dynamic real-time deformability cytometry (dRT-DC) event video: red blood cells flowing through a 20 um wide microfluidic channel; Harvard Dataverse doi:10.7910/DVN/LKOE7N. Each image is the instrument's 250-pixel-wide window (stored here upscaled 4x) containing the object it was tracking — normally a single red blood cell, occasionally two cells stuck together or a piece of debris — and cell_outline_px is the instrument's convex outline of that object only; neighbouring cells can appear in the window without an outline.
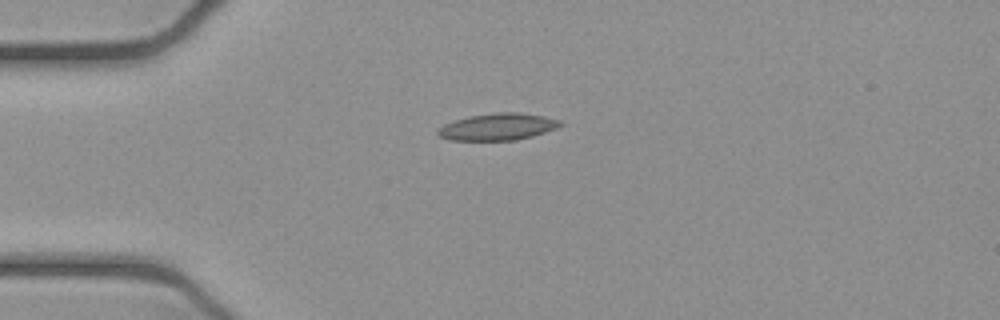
{"species": "common noctule bat (a hibernating species)", "species_latin": "Nyctalus noctula", "temperature_condition": "cold", "stored_images_in_passage": 33, "camera_frame_rate_fps": 3000, "um_per_image_px": 0.085, "animal": {"sex": "female", "body_mass_g": 21.9}, "frame": {"image": 1, "passage_image": 1, "time_ms": 0.0, "image_size_px": [1000, 320], "cell_outline_px": [[564, 124], [556, 128], [532, 136], [516, 140], [448, 140], [440, 136], [436, 132], [436, 128], [444, 124], [468, 116], [496, 112], [520, 112], [544, 116], [560, 120]], "centroid_in_image_um": [42.29, 10.77], "position_along_channel_um": 42.7, "area_um2": 19.25}}
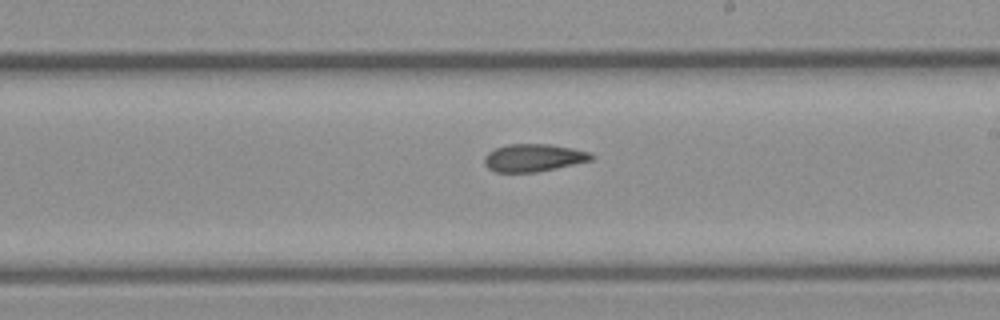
{"frame": {"image": 2, "passage_image": 18, "time_ms": 5.667, "image_size_px": [1000, 320], "cell_outline_px": [[596, 156], [592, 160], [556, 168], [536, 172], [496, 172], [488, 168], [484, 164], [484, 156], [488, 152], [496, 148], [508, 144], [552, 144], [592, 152]], "centroid_in_image_um": [45.37, 13.4], "position_along_channel_um": 243.6, "area_um2": 17.34}}
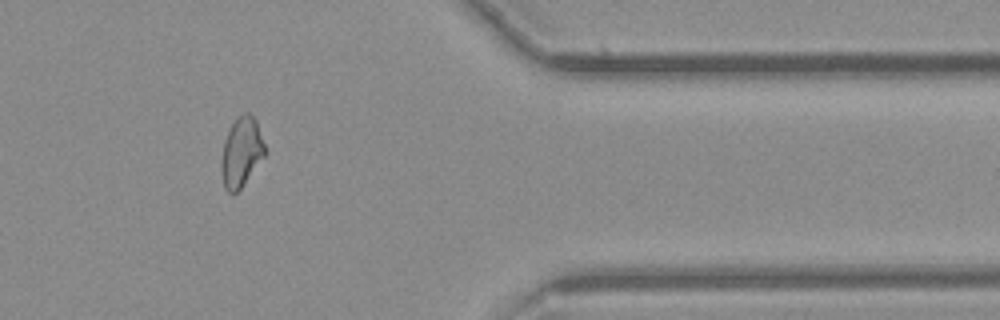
{"frame": {"image": 3, "passage_image": 31, "time_ms": 10.0, "image_size_px": [1000, 320], "cell_outline_px": [[268, 152], [240, 188], [236, 192], [228, 192], [224, 188], [220, 168], [220, 160], [224, 140], [236, 116], [244, 112], [248, 112], [256, 120]], "centroid_in_image_um": [20.52, 12.91], "position_along_channel_um": 390.9, "area_um2": 17.86}, "authors_computed_cell_mechanics": {"area_um2": 17.8602, "velocity_mm_per_s": 3.9264, "shape_relaxation_time_tau1_ms": null, "shape_relaxation_time_tau2_ms": 7.6, "deformation_change_tau1": null, "deformation_change_tau2": 0.1686}}